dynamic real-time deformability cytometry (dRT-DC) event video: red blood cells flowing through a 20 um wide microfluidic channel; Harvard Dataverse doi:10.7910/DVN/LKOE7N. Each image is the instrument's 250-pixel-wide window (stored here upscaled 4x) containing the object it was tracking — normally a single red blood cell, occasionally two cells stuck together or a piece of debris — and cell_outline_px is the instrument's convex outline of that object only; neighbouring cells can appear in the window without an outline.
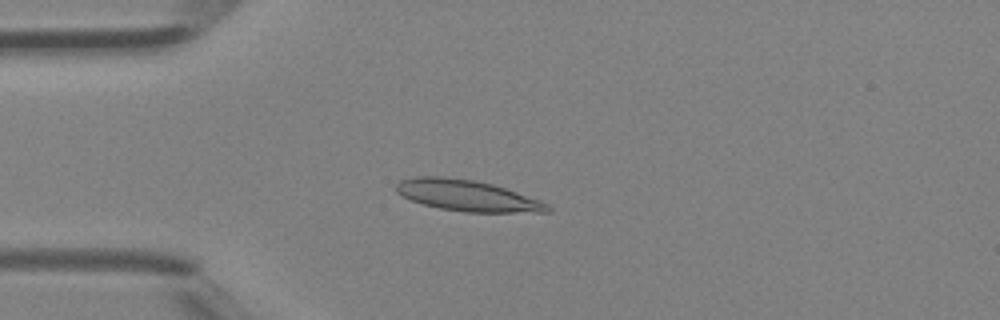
{"species": "Egyptian fruit bat (a non-hibernating species)", "species_latin": "Rousettus aegyptiacus", "temperature_condition": "room temperature", "stored_images_in_passage": 46, "camera_frame_rate_fps": 3000, "um_per_image_px": 0.085, "animal": {"sex": "female"}, "frame": {"image": 1, "passage_image": 12, "time_ms": 3.667, "image_size_px": [1000, 320], "cell_outline_px": [[552, 212], [464, 212], [440, 208], [424, 204], [412, 200], [396, 192], [396, 184], [400, 180], [416, 176], [444, 176], [476, 180], [492, 184], [540, 200], [548, 204], [552, 208]], "centroid_in_image_um": [39.72, 16.62], "position_along_channel_um": 45.3, "area_um2": 27.34}}
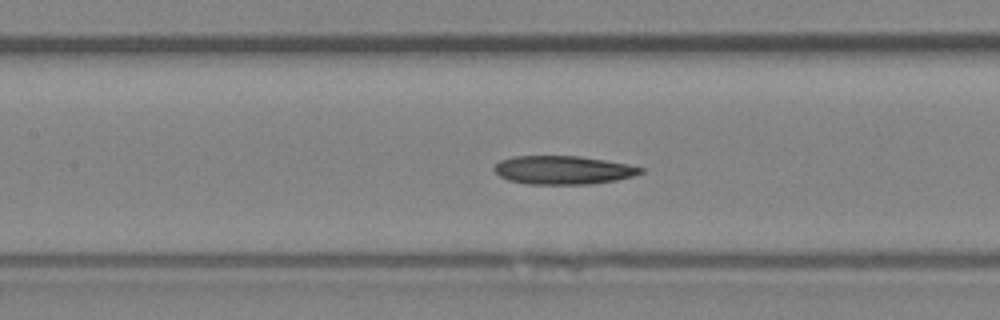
{"frame": {"image": 2, "passage_image": 21, "time_ms": 6.667, "image_size_px": [1000, 320], "cell_outline_px": [[644, 172], [632, 176], [616, 180], [592, 184], [528, 184], [508, 180], [500, 176], [492, 168], [500, 160], [516, 156], [580, 156], [628, 164], [644, 168]], "centroid_in_image_um": [47.86, 14.45], "position_along_channel_um": 159.5, "area_um2": 24.28}}
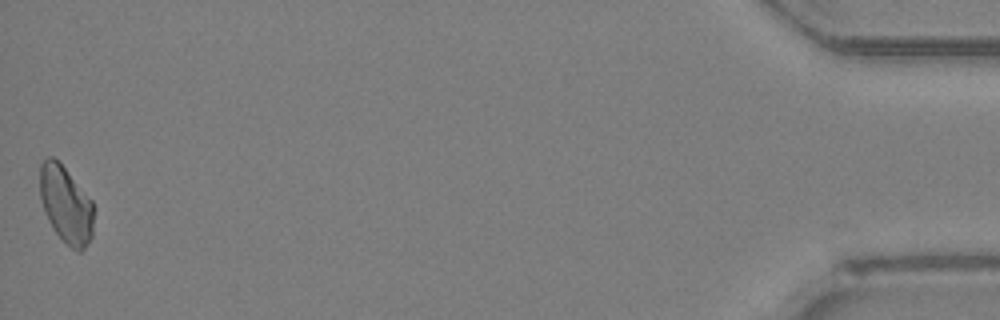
{"frame": {"image": 3, "passage_image": 46, "time_ms": 15.0, "image_size_px": [1000, 320], "cell_outline_px": [[92, 236], [84, 248], [80, 252], [76, 252], [52, 228], [44, 212], [40, 200], [40, 164], [48, 156], [52, 156], [64, 168], [92, 200]], "centroid_in_image_um": [5.57, 17.39], "position_along_channel_um": 429.6, "area_um2": 23.76}}